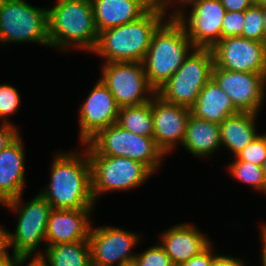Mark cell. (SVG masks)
<instances>
[{"mask_svg":"<svg viewBox=\"0 0 266 266\" xmlns=\"http://www.w3.org/2000/svg\"><path fill=\"white\" fill-rule=\"evenodd\" d=\"M99 32L142 17L148 9L138 0H90Z\"/></svg>","mask_w":266,"mask_h":266,"instance_id":"cell-22","label":"cell"},{"mask_svg":"<svg viewBox=\"0 0 266 266\" xmlns=\"http://www.w3.org/2000/svg\"><path fill=\"white\" fill-rule=\"evenodd\" d=\"M82 146L88 155L120 156L137 160L156 175L163 170L165 157L168 158L157 146L154 137L137 135L117 123L100 130Z\"/></svg>","mask_w":266,"mask_h":266,"instance_id":"cell-7","label":"cell"},{"mask_svg":"<svg viewBox=\"0 0 266 266\" xmlns=\"http://www.w3.org/2000/svg\"><path fill=\"white\" fill-rule=\"evenodd\" d=\"M48 6V36L50 49L66 56L83 51L91 54L98 31L90 0H54Z\"/></svg>","mask_w":266,"mask_h":266,"instance_id":"cell-2","label":"cell"},{"mask_svg":"<svg viewBox=\"0 0 266 266\" xmlns=\"http://www.w3.org/2000/svg\"><path fill=\"white\" fill-rule=\"evenodd\" d=\"M27 1L0 0V48L31 43L50 49L48 7Z\"/></svg>","mask_w":266,"mask_h":266,"instance_id":"cell-6","label":"cell"},{"mask_svg":"<svg viewBox=\"0 0 266 266\" xmlns=\"http://www.w3.org/2000/svg\"><path fill=\"white\" fill-rule=\"evenodd\" d=\"M21 133V130L15 125L0 123V152L12 143Z\"/></svg>","mask_w":266,"mask_h":266,"instance_id":"cell-35","label":"cell"},{"mask_svg":"<svg viewBox=\"0 0 266 266\" xmlns=\"http://www.w3.org/2000/svg\"><path fill=\"white\" fill-rule=\"evenodd\" d=\"M21 93L9 83L0 84V123H6L17 126L20 130L21 127L12 121V117L17 115L22 106ZM13 122V123H12Z\"/></svg>","mask_w":266,"mask_h":266,"instance_id":"cell-27","label":"cell"},{"mask_svg":"<svg viewBox=\"0 0 266 266\" xmlns=\"http://www.w3.org/2000/svg\"><path fill=\"white\" fill-rule=\"evenodd\" d=\"M7 229L5 224L0 223V263L10 257L7 245Z\"/></svg>","mask_w":266,"mask_h":266,"instance_id":"cell-38","label":"cell"},{"mask_svg":"<svg viewBox=\"0 0 266 266\" xmlns=\"http://www.w3.org/2000/svg\"><path fill=\"white\" fill-rule=\"evenodd\" d=\"M212 78L239 112L261 114L266 106V73L229 71L213 66Z\"/></svg>","mask_w":266,"mask_h":266,"instance_id":"cell-12","label":"cell"},{"mask_svg":"<svg viewBox=\"0 0 266 266\" xmlns=\"http://www.w3.org/2000/svg\"><path fill=\"white\" fill-rule=\"evenodd\" d=\"M27 260L22 257L10 256L6 261L0 263V266H22Z\"/></svg>","mask_w":266,"mask_h":266,"instance_id":"cell-40","label":"cell"},{"mask_svg":"<svg viewBox=\"0 0 266 266\" xmlns=\"http://www.w3.org/2000/svg\"><path fill=\"white\" fill-rule=\"evenodd\" d=\"M225 8L220 0H198L176 19L195 48H212L221 39Z\"/></svg>","mask_w":266,"mask_h":266,"instance_id":"cell-14","label":"cell"},{"mask_svg":"<svg viewBox=\"0 0 266 266\" xmlns=\"http://www.w3.org/2000/svg\"><path fill=\"white\" fill-rule=\"evenodd\" d=\"M23 196L21 194L0 206L16 217L14 229L7 230L10 256L32 260L37 259L46 247V229L52 207L39 192L25 202Z\"/></svg>","mask_w":266,"mask_h":266,"instance_id":"cell-3","label":"cell"},{"mask_svg":"<svg viewBox=\"0 0 266 266\" xmlns=\"http://www.w3.org/2000/svg\"><path fill=\"white\" fill-rule=\"evenodd\" d=\"M91 90L78 107V141L80 145L86 144L100 130L117 122L119 107L115 98L102 82L96 78Z\"/></svg>","mask_w":266,"mask_h":266,"instance_id":"cell-13","label":"cell"},{"mask_svg":"<svg viewBox=\"0 0 266 266\" xmlns=\"http://www.w3.org/2000/svg\"><path fill=\"white\" fill-rule=\"evenodd\" d=\"M96 209H52L47 229L46 245L88 240Z\"/></svg>","mask_w":266,"mask_h":266,"instance_id":"cell-18","label":"cell"},{"mask_svg":"<svg viewBox=\"0 0 266 266\" xmlns=\"http://www.w3.org/2000/svg\"><path fill=\"white\" fill-rule=\"evenodd\" d=\"M259 115L250 112H238L225 118L220 124L222 151L234 158L250 144L263 130L260 129ZM259 127V128H258ZM261 131V132H260Z\"/></svg>","mask_w":266,"mask_h":266,"instance_id":"cell-20","label":"cell"},{"mask_svg":"<svg viewBox=\"0 0 266 266\" xmlns=\"http://www.w3.org/2000/svg\"><path fill=\"white\" fill-rule=\"evenodd\" d=\"M142 3L148 10H160L162 11L163 0H138Z\"/></svg>","mask_w":266,"mask_h":266,"instance_id":"cell-39","label":"cell"},{"mask_svg":"<svg viewBox=\"0 0 266 266\" xmlns=\"http://www.w3.org/2000/svg\"><path fill=\"white\" fill-rule=\"evenodd\" d=\"M262 169L264 171V175H265V179H266V158H265V161L262 164Z\"/></svg>","mask_w":266,"mask_h":266,"instance_id":"cell-44","label":"cell"},{"mask_svg":"<svg viewBox=\"0 0 266 266\" xmlns=\"http://www.w3.org/2000/svg\"><path fill=\"white\" fill-rule=\"evenodd\" d=\"M195 223L180 222L159 232L158 243L170 256L173 264L179 266L193 256L199 255L212 243Z\"/></svg>","mask_w":266,"mask_h":266,"instance_id":"cell-17","label":"cell"},{"mask_svg":"<svg viewBox=\"0 0 266 266\" xmlns=\"http://www.w3.org/2000/svg\"><path fill=\"white\" fill-rule=\"evenodd\" d=\"M198 0H163L162 12L168 18H176L186 8H188L193 2Z\"/></svg>","mask_w":266,"mask_h":266,"instance_id":"cell-32","label":"cell"},{"mask_svg":"<svg viewBox=\"0 0 266 266\" xmlns=\"http://www.w3.org/2000/svg\"><path fill=\"white\" fill-rule=\"evenodd\" d=\"M99 78L119 108L151 101L156 91L150 86L142 62H100Z\"/></svg>","mask_w":266,"mask_h":266,"instance_id":"cell-10","label":"cell"},{"mask_svg":"<svg viewBox=\"0 0 266 266\" xmlns=\"http://www.w3.org/2000/svg\"><path fill=\"white\" fill-rule=\"evenodd\" d=\"M253 3L258 6H266V0H253Z\"/></svg>","mask_w":266,"mask_h":266,"instance_id":"cell-42","label":"cell"},{"mask_svg":"<svg viewBox=\"0 0 266 266\" xmlns=\"http://www.w3.org/2000/svg\"><path fill=\"white\" fill-rule=\"evenodd\" d=\"M190 112L194 117L220 124L225 118L239 111L218 83L211 78L190 107Z\"/></svg>","mask_w":266,"mask_h":266,"instance_id":"cell-23","label":"cell"},{"mask_svg":"<svg viewBox=\"0 0 266 266\" xmlns=\"http://www.w3.org/2000/svg\"><path fill=\"white\" fill-rule=\"evenodd\" d=\"M262 13H263L265 33H266V6L262 7Z\"/></svg>","mask_w":266,"mask_h":266,"instance_id":"cell-43","label":"cell"},{"mask_svg":"<svg viewBox=\"0 0 266 266\" xmlns=\"http://www.w3.org/2000/svg\"><path fill=\"white\" fill-rule=\"evenodd\" d=\"M88 157L91 165L92 194L97 205L100 204V197L109 193L136 191L155 175L146 165L134 159L106 155Z\"/></svg>","mask_w":266,"mask_h":266,"instance_id":"cell-8","label":"cell"},{"mask_svg":"<svg viewBox=\"0 0 266 266\" xmlns=\"http://www.w3.org/2000/svg\"><path fill=\"white\" fill-rule=\"evenodd\" d=\"M241 37L266 43L262 6L253 4L245 10V23Z\"/></svg>","mask_w":266,"mask_h":266,"instance_id":"cell-28","label":"cell"},{"mask_svg":"<svg viewBox=\"0 0 266 266\" xmlns=\"http://www.w3.org/2000/svg\"><path fill=\"white\" fill-rule=\"evenodd\" d=\"M22 134L0 152V205L24 194L27 188V152Z\"/></svg>","mask_w":266,"mask_h":266,"instance_id":"cell-19","label":"cell"},{"mask_svg":"<svg viewBox=\"0 0 266 266\" xmlns=\"http://www.w3.org/2000/svg\"><path fill=\"white\" fill-rule=\"evenodd\" d=\"M182 148L199 160L215 157L222 150L219 124L190 115Z\"/></svg>","mask_w":266,"mask_h":266,"instance_id":"cell-21","label":"cell"},{"mask_svg":"<svg viewBox=\"0 0 266 266\" xmlns=\"http://www.w3.org/2000/svg\"><path fill=\"white\" fill-rule=\"evenodd\" d=\"M22 266H42L37 259L27 260Z\"/></svg>","mask_w":266,"mask_h":266,"instance_id":"cell-41","label":"cell"},{"mask_svg":"<svg viewBox=\"0 0 266 266\" xmlns=\"http://www.w3.org/2000/svg\"><path fill=\"white\" fill-rule=\"evenodd\" d=\"M56 150L49 166L50 174L39 192L52 209H96L92 194L91 165L82 146Z\"/></svg>","mask_w":266,"mask_h":266,"instance_id":"cell-1","label":"cell"},{"mask_svg":"<svg viewBox=\"0 0 266 266\" xmlns=\"http://www.w3.org/2000/svg\"><path fill=\"white\" fill-rule=\"evenodd\" d=\"M266 158V132L260 133L231 161H247L262 166Z\"/></svg>","mask_w":266,"mask_h":266,"instance_id":"cell-30","label":"cell"},{"mask_svg":"<svg viewBox=\"0 0 266 266\" xmlns=\"http://www.w3.org/2000/svg\"><path fill=\"white\" fill-rule=\"evenodd\" d=\"M227 165V166H226ZM224 167L230 176V179H234L235 182H240L249 188L254 193L266 196V179L262 166L247 161H229V164H225Z\"/></svg>","mask_w":266,"mask_h":266,"instance_id":"cell-26","label":"cell"},{"mask_svg":"<svg viewBox=\"0 0 266 266\" xmlns=\"http://www.w3.org/2000/svg\"><path fill=\"white\" fill-rule=\"evenodd\" d=\"M194 48L184 26L176 18H167L153 33L142 61L150 86L155 91L161 88Z\"/></svg>","mask_w":266,"mask_h":266,"instance_id":"cell-5","label":"cell"},{"mask_svg":"<svg viewBox=\"0 0 266 266\" xmlns=\"http://www.w3.org/2000/svg\"><path fill=\"white\" fill-rule=\"evenodd\" d=\"M37 260L42 266H92L89 240L46 245Z\"/></svg>","mask_w":266,"mask_h":266,"instance_id":"cell-24","label":"cell"},{"mask_svg":"<svg viewBox=\"0 0 266 266\" xmlns=\"http://www.w3.org/2000/svg\"><path fill=\"white\" fill-rule=\"evenodd\" d=\"M143 235V236H142ZM143 232L130 231L117 225L92 224L89 232L92 266H132Z\"/></svg>","mask_w":266,"mask_h":266,"instance_id":"cell-11","label":"cell"},{"mask_svg":"<svg viewBox=\"0 0 266 266\" xmlns=\"http://www.w3.org/2000/svg\"><path fill=\"white\" fill-rule=\"evenodd\" d=\"M214 58L211 48H194L180 68L156 91L163 101L190 108L212 78Z\"/></svg>","mask_w":266,"mask_h":266,"instance_id":"cell-9","label":"cell"},{"mask_svg":"<svg viewBox=\"0 0 266 266\" xmlns=\"http://www.w3.org/2000/svg\"><path fill=\"white\" fill-rule=\"evenodd\" d=\"M259 225L257 227L259 230V236L257 239H259L260 244H261V248L258 247L260 250V255H258V257H260V266H266V222H260L258 223Z\"/></svg>","mask_w":266,"mask_h":266,"instance_id":"cell-37","label":"cell"},{"mask_svg":"<svg viewBox=\"0 0 266 266\" xmlns=\"http://www.w3.org/2000/svg\"><path fill=\"white\" fill-rule=\"evenodd\" d=\"M249 261L243 256H234L220 251L213 257L210 266H248Z\"/></svg>","mask_w":266,"mask_h":266,"instance_id":"cell-34","label":"cell"},{"mask_svg":"<svg viewBox=\"0 0 266 266\" xmlns=\"http://www.w3.org/2000/svg\"><path fill=\"white\" fill-rule=\"evenodd\" d=\"M214 66L229 71L266 73V43L241 36L220 39L212 48Z\"/></svg>","mask_w":266,"mask_h":266,"instance_id":"cell-15","label":"cell"},{"mask_svg":"<svg viewBox=\"0 0 266 266\" xmlns=\"http://www.w3.org/2000/svg\"><path fill=\"white\" fill-rule=\"evenodd\" d=\"M116 123L137 135L153 137L152 99L140 105L119 108Z\"/></svg>","mask_w":266,"mask_h":266,"instance_id":"cell-25","label":"cell"},{"mask_svg":"<svg viewBox=\"0 0 266 266\" xmlns=\"http://www.w3.org/2000/svg\"><path fill=\"white\" fill-rule=\"evenodd\" d=\"M213 242L206 250L199 255L193 256L188 261L180 264L179 266H210L213 257L218 253L217 248ZM214 246V247H213Z\"/></svg>","mask_w":266,"mask_h":266,"instance_id":"cell-33","label":"cell"},{"mask_svg":"<svg viewBox=\"0 0 266 266\" xmlns=\"http://www.w3.org/2000/svg\"><path fill=\"white\" fill-rule=\"evenodd\" d=\"M244 23L245 11H226L222 22L221 39L226 37L242 36Z\"/></svg>","mask_w":266,"mask_h":266,"instance_id":"cell-31","label":"cell"},{"mask_svg":"<svg viewBox=\"0 0 266 266\" xmlns=\"http://www.w3.org/2000/svg\"><path fill=\"white\" fill-rule=\"evenodd\" d=\"M227 12L245 11L254 3L253 0H220Z\"/></svg>","mask_w":266,"mask_h":266,"instance_id":"cell-36","label":"cell"},{"mask_svg":"<svg viewBox=\"0 0 266 266\" xmlns=\"http://www.w3.org/2000/svg\"><path fill=\"white\" fill-rule=\"evenodd\" d=\"M132 266H175L165 250L155 242L146 246L145 250L137 251Z\"/></svg>","mask_w":266,"mask_h":266,"instance_id":"cell-29","label":"cell"},{"mask_svg":"<svg viewBox=\"0 0 266 266\" xmlns=\"http://www.w3.org/2000/svg\"><path fill=\"white\" fill-rule=\"evenodd\" d=\"M167 18L160 10H148L135 21L103 30L91 55L106 63L142 62L153 33Z\"/></svg>","mask_w":266,"mask_h":266,"instance_id":"cell-4","label":"cell"},{"mask_svg":"<svg viewBox=\"0 0 266 266\" xmlns=\"http://www.w3.org/2000/svg\"><path fill=\"white\" fill-rule=\"evenodd\" d=\"M190 108L171 104L155 95L152 98L153 137L166 156H171L184 141Z\"/></svg>","mask_w":266,"mask_h":266,"instance_id":"cell-16","label":"cell"}]
</instances>
